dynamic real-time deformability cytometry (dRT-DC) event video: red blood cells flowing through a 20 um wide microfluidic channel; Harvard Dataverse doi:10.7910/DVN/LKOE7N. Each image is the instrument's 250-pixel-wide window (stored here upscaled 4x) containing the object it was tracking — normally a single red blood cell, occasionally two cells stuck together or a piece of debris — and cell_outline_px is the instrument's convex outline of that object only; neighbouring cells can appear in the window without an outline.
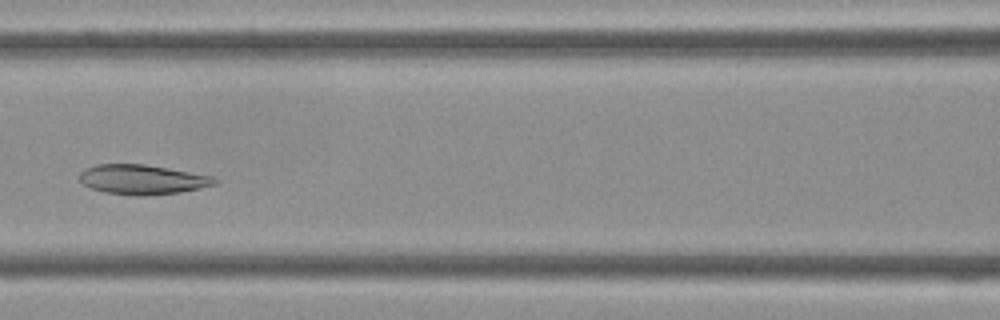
{"species": "Egyptian fruit bat (a non-hibernating species)", "species_latin": "Rousettus aegyptiacus", "temperature_condition": "cold", "stored_images_in_passage": 42, "camera_frame_rate_fps": 3000, "um_per_image_px": 0.085, "frame": {"image": 1, "passage_image": 17, "time_ms": 5.333, "image_size_px": [1000, 320], "cell_outline_px": [[220, 180], [216, 184], [200, 188], [180, 192], [144, 196], [132, 196], [104, 192], [92, 188], [84, 184], [80, 180], [80, 172], [84, 168], [96, 164], [144, 164], [216, 176]], "centroid_in_image_um": [12.14, 15.26], "position_along_channel_um": 154.5, "area_um2": 23.64}}
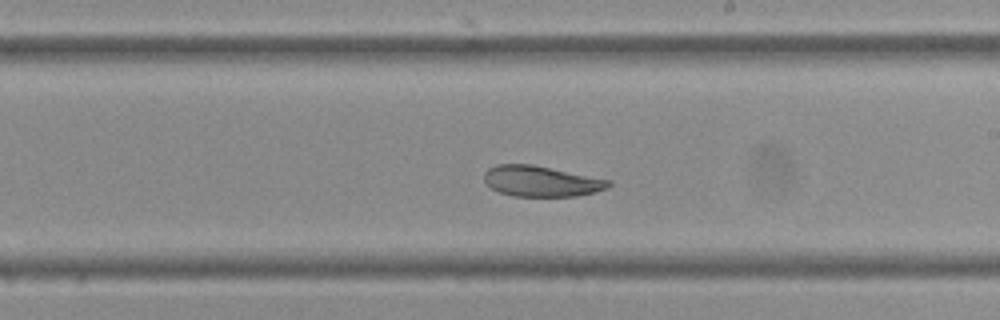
{"frame": {"image": 2, "passage_image": 23, "time_ms": 7.333, "image_size_px": [1000, 320], "cell_outline_px": [[612, 184], [608, 188], [576, 196], [512, 196], [500, 192], [492, 188], [484, 180], [484, 172], [488, 168], [496, 164], [532, 164], [612, 180]], "centroid_in_image_um": [46.0, 15.39], "position_along_channel_um": 243.0, "area_um2": 22.25}}
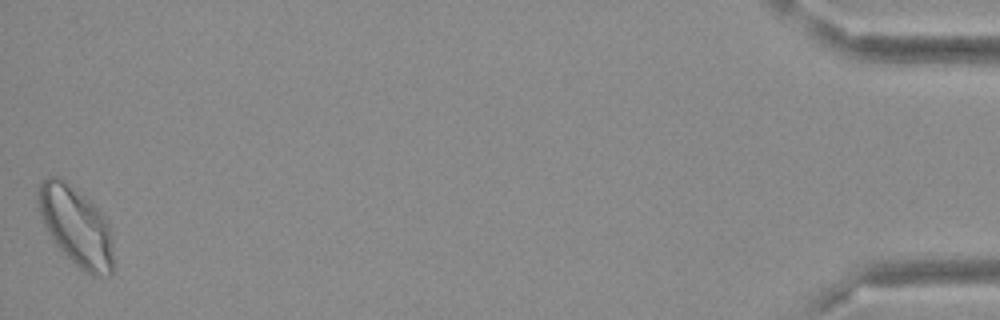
{"frame": {"image": 3, "passage_image": 42, "time_ms": 13.667, "image_size_px": [1000, 320], "cell_outline_px": [[112, 272], [108, 276], [92, 276], [80, 268], [52, 240], [40, 220], [36, 200], [36, 192], [40, 180], [48, 176], [60, 176], [88, 200], [104, 216], [108, 224], [112, 236]], "centroid_in_image_um": [6.41, 19.19], "position_along_channel_um": 428.8, "area_um2": 34.8}}